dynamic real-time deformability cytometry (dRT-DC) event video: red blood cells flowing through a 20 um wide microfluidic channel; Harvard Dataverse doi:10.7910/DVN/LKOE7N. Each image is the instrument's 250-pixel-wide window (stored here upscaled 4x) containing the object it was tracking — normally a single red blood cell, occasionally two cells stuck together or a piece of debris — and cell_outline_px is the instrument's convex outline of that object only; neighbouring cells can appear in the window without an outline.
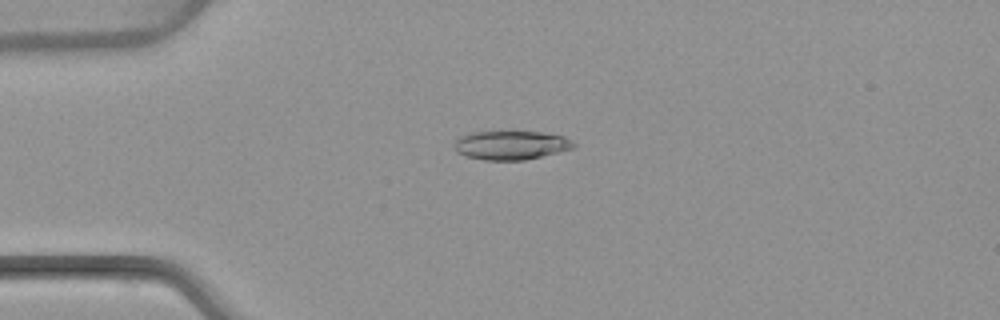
{"species": "common noctule bat (a hibernating species)", "species_latin": "Nyctalus noctula", "temperature_condition": "warm", "stored_images_in_passage": 5, "camera_frame_rate_fps": 3000, "um_per_image_px": 0.085, "animal": {"sex": "female", "body_mass_g": 22.7, "forearm_length_mm": 54.2}, "frame": {"image": 1, "passage_image": 3, "time_ms": 3.333, "image_size_px": [1000, 320], "cell_outline_px": [[576, 148], [560, 152], [524, 160], [484, 160], [464, 156], [456, 152], [452, 144], [460, 136], [468, 132], [544, 132], [564, 136], [572, 140], [576, 144]], "centroid_in_image_um": [43.43, 12.34], "position_along_channel_um": 41.6, "area_um2": 20.4}}
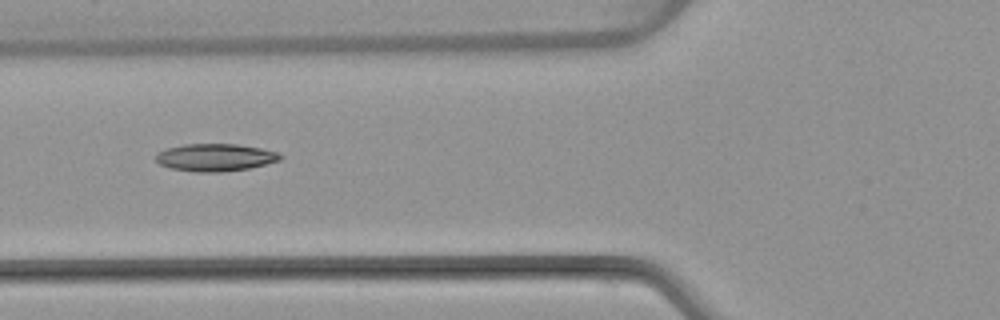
{"frame": {"image": 2, "passage_image": 5, "time_ms": 5.667, "image_size_px": [1000, 320], "cell_outline_px": [[284, 156], [280, 160], [248, 168], [224, 172], [192, 172], [168, 168], [160, 164], [156, 160], [156, 152], [168, 148], [184, 144], [236, 144], [260, 148], [280, 152]], "centroid_in_image_um": [18.29, 13.38], "position_along_channel_um": 107.5, "area_um2": 20.06}}